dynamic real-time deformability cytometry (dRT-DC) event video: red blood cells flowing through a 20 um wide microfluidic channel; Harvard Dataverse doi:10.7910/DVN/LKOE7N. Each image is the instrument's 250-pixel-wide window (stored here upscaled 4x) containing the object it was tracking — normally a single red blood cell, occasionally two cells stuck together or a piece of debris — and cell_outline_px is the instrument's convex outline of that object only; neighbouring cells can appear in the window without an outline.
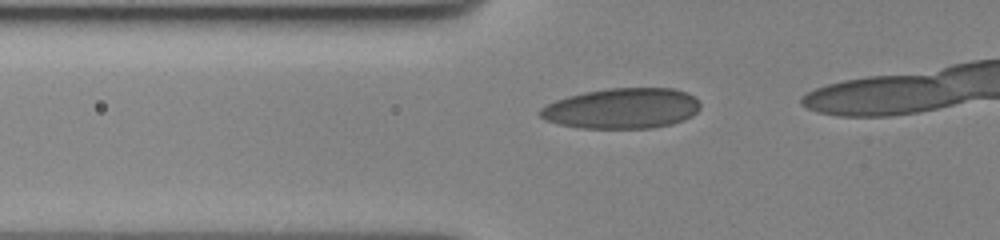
{"species": "human", "species_latin": "Homo sapiens", "temperature_condition": "cold", "stored_images_in_passage": 23, "camera_frame_rate_fps": 3000, "um_per_image_px": 0.085, "donor": {"sex": "female"}, "frame": {"image": 1, "passage_image": 16, "time_ms": 5.0, "image_size_px": [1000, 240], "cell_outline_px": [[700, 108], [692, 116], [684, 120], [672, 124], [652, 128], [580, 128], [560, 124], [544, 120], [536, 112], [540, 108], [556, 100], [568, 96], [584, 92], [608, 88], [672, 88], [688, 92], [700, 104]], "centroid_in_image_um": [52.85, 9.21], "position_along_channel_um": 72.9, "area_um2": 37.92}}
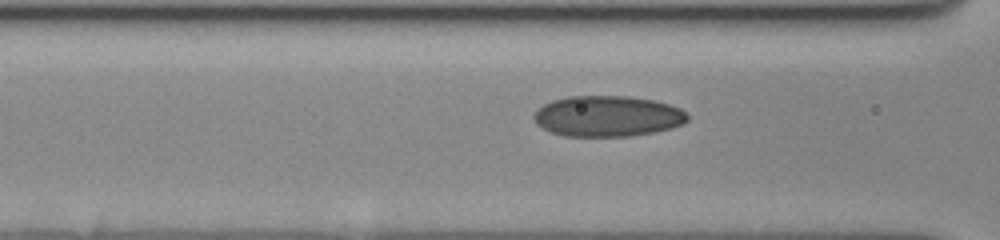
{"frame": {"image": 2, "passage_image": 20, "time_ms": 6.333, "image_size_px": [1000, 240], "cell_outline_px": [[688, 120], [684, 124], [672, 128], [656, 132], [628, 136], [564, 136], [552, 132], [536, 124], [532, 116], [544, 104], [552, 100], [568, 96], [628, 96], [652, 100], [668, 104], [680, 108], [688, 112]], "centroid_in_image_um": [51.67, 9.87], "position_along_channel_um": 114.9, "area_um2": 36.65}}